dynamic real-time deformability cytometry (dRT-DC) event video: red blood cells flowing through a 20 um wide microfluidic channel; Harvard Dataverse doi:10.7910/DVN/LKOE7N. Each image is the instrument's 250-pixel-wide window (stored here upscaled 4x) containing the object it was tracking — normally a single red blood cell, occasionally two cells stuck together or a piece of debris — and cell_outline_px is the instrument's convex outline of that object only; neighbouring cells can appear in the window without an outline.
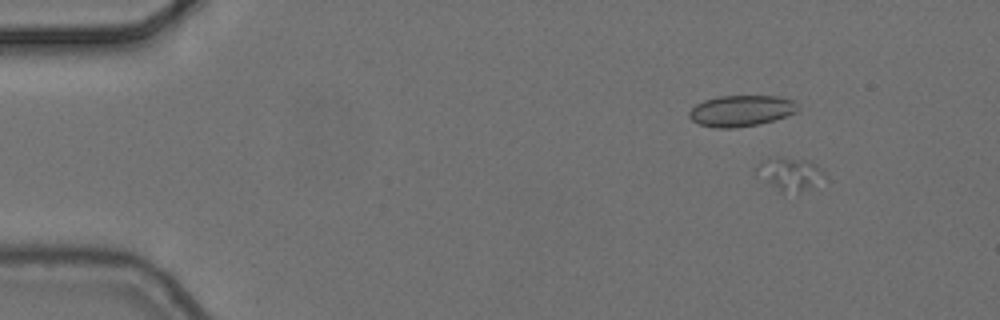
{"species": "common noctule bat (a hibernating species)", "species_latin": "Nyctalus noctula", "temperature_condition": "cold", "stored_images_in_passage": 6, "camera_frame_rate_fps": 3000, "um_per_image_px": 0.085, "animal": {"sex": "female", "body_mass_g": 24.6, "forearm_length_mm": 56.2}, "frame": {"image": 1, "passage_image": 3, "time_ms": 0.667, "image_size_px": [1000, 320], "cell_outline_px": [[824, 172], [800, 192], [780, 192], [756, 172], [756, 168], [768, 156], [784, 156], [812, 160]], "centroid_in_image_um": [67.05, 14.69], "position_along_channel_um": 18.0, "area_um2": 12.43}}